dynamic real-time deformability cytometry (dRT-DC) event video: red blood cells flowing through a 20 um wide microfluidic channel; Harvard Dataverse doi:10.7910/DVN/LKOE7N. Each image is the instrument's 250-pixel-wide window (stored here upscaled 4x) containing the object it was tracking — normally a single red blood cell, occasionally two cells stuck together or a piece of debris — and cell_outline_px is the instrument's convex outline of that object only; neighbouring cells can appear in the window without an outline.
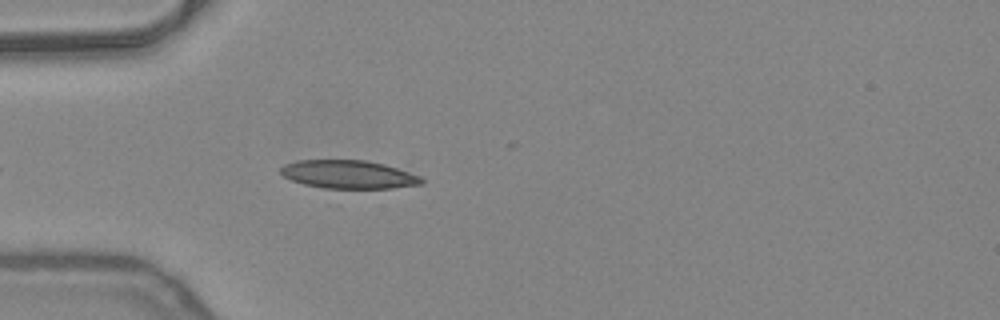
{"species": "common noctule bat (a hibernating species)", "species_latin": "Nyctalus noctula", "temperature_condition": "warm", "stored_images_in_passage": 8, "camera_frame_rate_fps": 3000, "um_per_image_px": 0.085, "animal": {"sex": "female", "body_mass_g": 24.6, "forearm_length_mm": 56.2}, "frame": {"image": 1, "passage_image": 4, "time_ms": 1.0, "image_size_px": [1000, 320], "cell_outline_px": [[424, 184], [392, 188], [324, 188], [304, 184], [292, 180], [284, 176], [280, 172], [280, 168], [284, 164], [296, 160], [364, 160], [384, 164], [420, 176], [424, 180]], "centroid_in_image_um": [29.62, 14.82], "position_along_channel_um": 55.4, "area_um2": 23.12}}
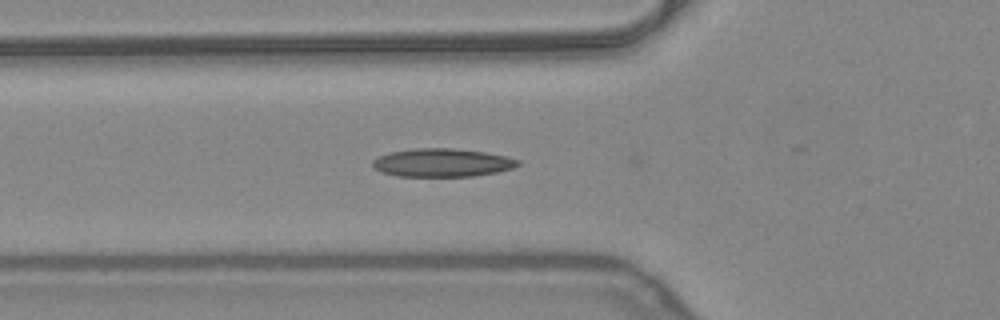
{"frame": {"image": 2, "passage_image": 7, "time_ms": 2.0, "image_size_px": [1000, 320], "cell_outline_px": [[520, 164], [512, 168], [496, 172], [472, 176], [396, 176], [380, 172], [372, 168], [372, 160], [380, 156], [392, 152], [416, 148], [452, 148], [484, 152], [508, 156], [520, 160]], "centroid_in_image_um": [37.57, 13.83], "position_along_channel_um": 88.2, "area_um2": 23.93}}